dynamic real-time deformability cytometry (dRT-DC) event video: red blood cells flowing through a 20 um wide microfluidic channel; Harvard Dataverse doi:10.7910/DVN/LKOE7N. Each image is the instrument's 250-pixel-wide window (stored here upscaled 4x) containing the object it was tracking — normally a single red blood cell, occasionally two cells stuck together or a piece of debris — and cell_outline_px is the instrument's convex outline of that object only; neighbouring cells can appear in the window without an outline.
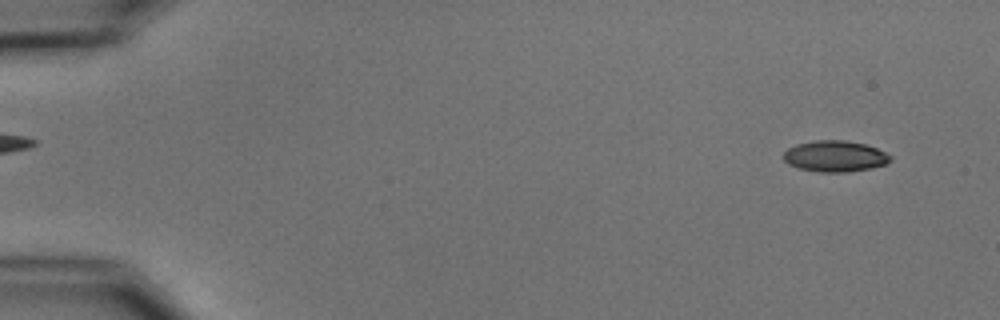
{"species": "common noctule bat (a hibernating species)", "species_latin": "Nyctalus noctula", "temperature_condition": "cold", "stored_images_in_passage": 4, "segment_of_instrument_passage": [2, 2], "camera_frame_rate_fps": 3000, "um_per_image_px": 0.085, "animal": {"sex": "male", "body_mass_g": 15.6}, "frame": {"image": 1, "passage_image": 4, "time_ms": 4.333, "image_size_px": [1000, 320], "cell_outline_px": [[892, 160], [888, 164], [848, 172], [820, 172], [800, 168], [788, 164], [784, 160], [784, 152], [788, 148], [796, 144], [816, 140], [844, 140], [864, 144], [876, 148], [892, 156]], "centroid_in_image_um": [70.98, 13.28], "position_along_channel_um": 14.0, "area_um2": 19.31}}